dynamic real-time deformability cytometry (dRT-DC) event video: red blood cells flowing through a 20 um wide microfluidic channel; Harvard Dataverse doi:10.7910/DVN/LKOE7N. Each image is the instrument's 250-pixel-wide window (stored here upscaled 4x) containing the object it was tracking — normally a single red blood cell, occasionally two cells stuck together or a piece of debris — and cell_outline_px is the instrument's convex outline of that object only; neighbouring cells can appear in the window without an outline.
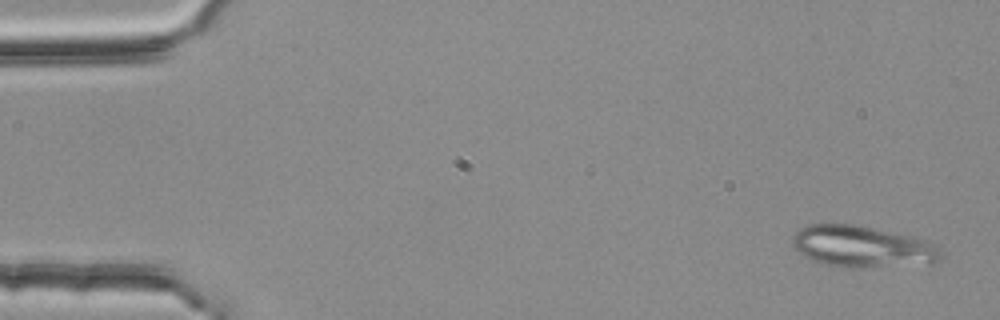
{"species": "common noctule bat (a hibernating species)", "species_latin": "Nyctalus noctula", "temperature_condition": "room temperature", "stored_images_in_passage": 4, "camera_frame_rate_fps": 3000, "um_per_image_px": 0.085, "animal": {"sex": "female", "body_mass_g": 25.1}, "frame": {"image": 1, "passage_image": 1, "time_ms": 0.0, "image_size_px": [1000, 320], "cell_outline_px": [[944, 256], [940, 260], [932, 264], [860, 268], [852, 268], [828, 264], [812, 260], [804, 256], [792, 244], [792, 236], [800, 228], [808, 224], [856, 224], [916, 236], [928, 240], [936, 244]], "centroid_in_image_um": [73.39, 20.96], "position_along_channel_um": 11.6, "area_um2": 36.53}}